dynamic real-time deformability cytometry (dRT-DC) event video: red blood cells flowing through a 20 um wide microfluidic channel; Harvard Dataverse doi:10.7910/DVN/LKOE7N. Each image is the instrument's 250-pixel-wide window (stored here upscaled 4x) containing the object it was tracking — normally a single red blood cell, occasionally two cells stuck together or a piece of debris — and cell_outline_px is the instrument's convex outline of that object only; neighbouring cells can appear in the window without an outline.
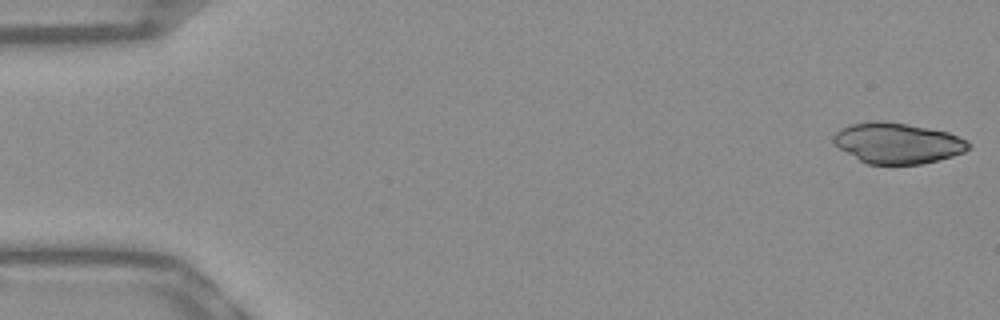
{"species": "Egyptian fruit bat (a non-hibernating species)", "species_latin": "Rousettus aegyptiacus", "temperature_condition": "warm", "stored_images_in_passage": 52, "camera_frame_rate_fps": 3000, "um_per_image_px": 0.085, "frame": {"image": 1, "passage_image": 1, "time_ms": 0.0, "image_size_px": [1000, 320], "cell_outline_px": [[972, 144], [964, 152], [952, 156], [920, 164], [868, 164], [860, 160], [840, 148], [832, 140], [832, 136], [840, 128], [852, 124], [872, 120], [880, 120], [928, 128], [948, 132], [968, 140]], "centroid_in_image_um": [76.29, 12.16], "position_along_channel_um": 8.7, "area_um2": 31.79}}